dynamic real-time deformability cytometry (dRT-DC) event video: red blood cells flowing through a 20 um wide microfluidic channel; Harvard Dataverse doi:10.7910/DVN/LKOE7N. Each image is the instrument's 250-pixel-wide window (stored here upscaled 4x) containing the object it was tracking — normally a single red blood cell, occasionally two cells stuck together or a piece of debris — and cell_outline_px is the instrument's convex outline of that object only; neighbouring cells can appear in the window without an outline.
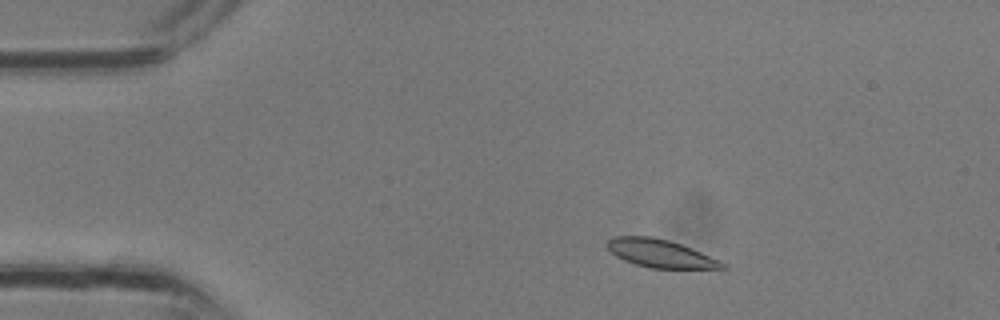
{"species": "common noctule bat (a hibernating species)", "species_latin": "Nyctalus noctula", "temperature_condition": "room temperature", "stored_images_in_passage": 20, "camera_frame_rate_fps": 3000, "um_per_image_px": 0.085, "animal": {"sex": "male", "body_mass_g": 13.3}, "frame": {"image": 1, "passage_image": 4, "time_ms": 1.0, "image_size_px": [1000, 320], "cell_outline_px": [[728, 268], [652, 268], [636, 264], [624, 260], [616, 256], [608, 248], [608, 240], [616, 236], [652, 236], [668, 240], [680, 244], [720, 260], [728, 264]], "centroid_in_image_um": [56.15, 21.54], "position_along_channel_um": 28.8, "area_um2": 18.5}}
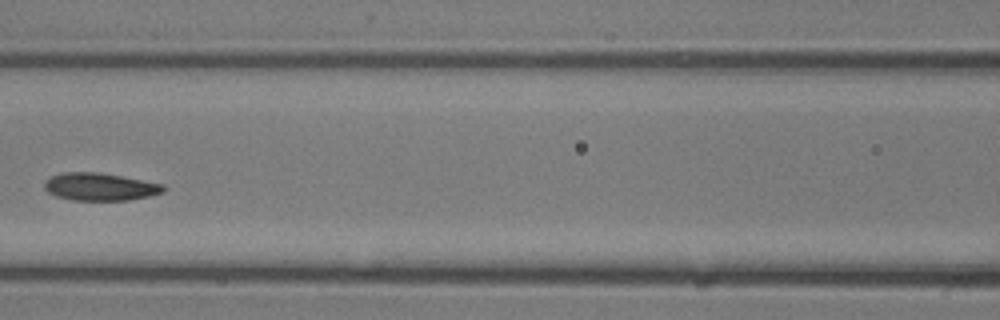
{"frame": {"image": 2, "passage_image": 13, "time_ms": 4.0, "image_size_px": [1000, 320], "cell_outline_px": [[168, 188], [164, 192], [152, 196], [128, 200], [72, 200], [56, 196], [48, 192], [44, 188], [44, 184], [52, 176], [64, 172], [96, 172], [120, 176], [164, 184]], "centroid_in_image_um": [8.55, 15.88], "position_along_channel_um": 158.0, "area_um2": 19.13}}
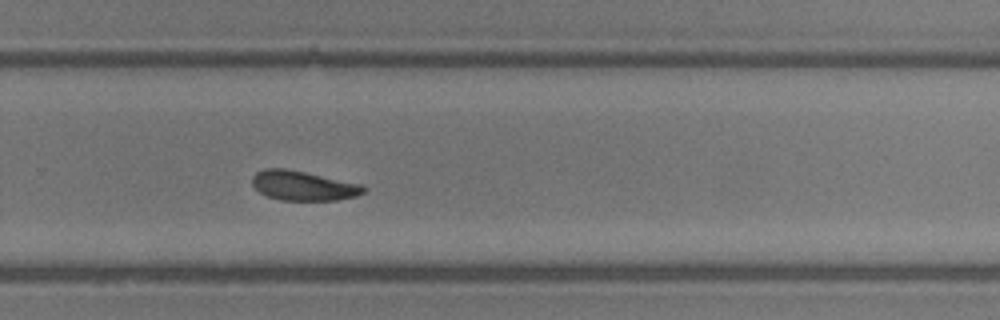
{"frame": {"image": 3, "passage_image": 20, "time_ms": 6.333, "image_size_px": [1000, 320], "cell_outline_px": [[364, 192], [356, 196], [336, 200], [280, 200], [268, 196], [260, 192], [252, 184], [252, 176], [256, 172], [264, 168], [288, 168], [364, 184]], "centroid_in_image_um": [25.78, 15.76], "position_along_channel_um": 304.0, "area_um2": 19.36}}